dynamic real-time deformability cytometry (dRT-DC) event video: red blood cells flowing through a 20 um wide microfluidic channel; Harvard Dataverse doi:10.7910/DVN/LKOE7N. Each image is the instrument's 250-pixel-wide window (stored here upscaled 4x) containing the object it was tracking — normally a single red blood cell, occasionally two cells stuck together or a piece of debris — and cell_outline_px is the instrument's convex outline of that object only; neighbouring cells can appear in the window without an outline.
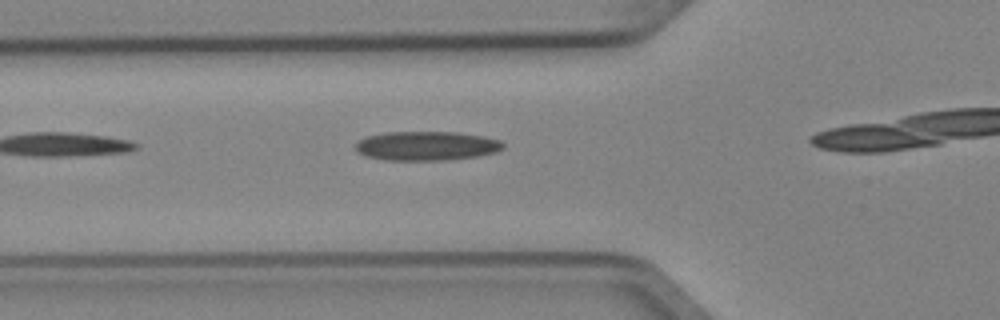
{"species": "Egyptian fruit bat (a non-hibernating species)", "species_latin": "Rousettus aegyptiacus", "temperature_condition": "cold", "stored_images_in_passage": 4, "camera_frame_rate_fps": 3000, "um_per_image_px": 0.085, "animal": {"sex": "female"}, "frame": {"image": 1, "passage_image": 3, "time_ms": 0.667, "image_size_px": [1000, 320], "cell_outline_px": [[504, 148], [496, 152], [476, 156], [448, 160], [384, 160], [368, 156], [356, 152], [356, 144], [360, 140], [368, 136], [388, 132], [456, 132], [480, 136], [500, 140], [504, 144]], "centroid_in_image_um": [36.26, 12.4], "position_along_channel_um": 89.5, "area_um2": 24.91}}